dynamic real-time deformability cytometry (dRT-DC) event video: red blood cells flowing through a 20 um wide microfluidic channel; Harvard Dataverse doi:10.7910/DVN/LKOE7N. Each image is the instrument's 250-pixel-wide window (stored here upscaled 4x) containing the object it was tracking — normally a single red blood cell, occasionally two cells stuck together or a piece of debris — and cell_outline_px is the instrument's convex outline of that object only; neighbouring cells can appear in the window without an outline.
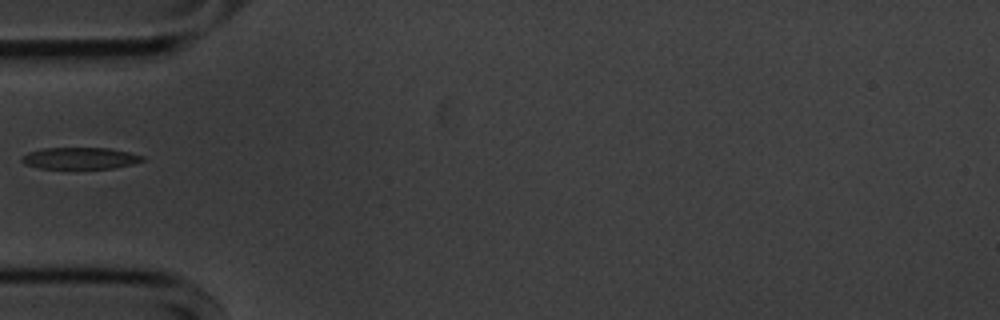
{"species": "common noctule bat (a hibernating species)", "species_latin": "Nyctalus noctula", "temperature_condition": "cold", "stored_images_in_passage": 23, "camera_frame_rate_fps": 3000, "um_per_image_px": 0.085, "animal": {"sex": "male", "body_mass_g": 20.1, "forearm_length_mm": 53.5}, "frame": {"image": 1, "passage_image": 1, "time_ms": 0.0, "image_size_px": [1000, 320], "cell_outline_px": [[144, 160], [132, 164], [112, 168], [40, 168], [24, 164], [20, 160], [20, 156], [28, 152], [40, 148], [108, 148], [128, 152], [144, 156]], "centroid_in_image_um": [6.75, 13.44], "position_along_channel_um": 78.3, "area_um2": 15.2}}
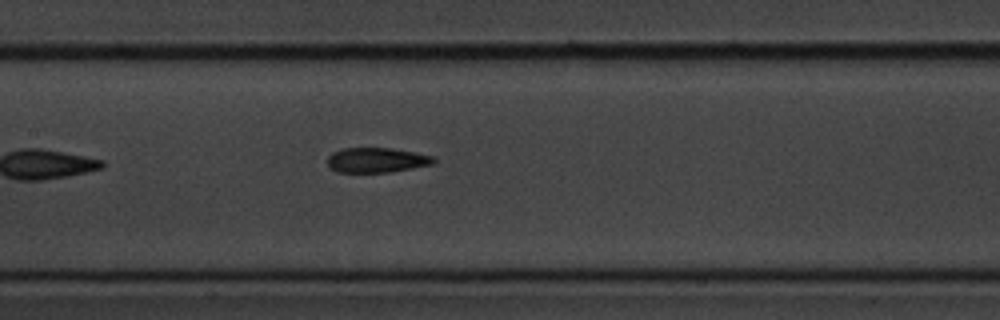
{"frame": {"image": 2, "passage_image": 9, "time_ms": 2.667, "image_size_px": [1000, 320], "cell_outline_px": [[436, 160], [432, 164], [392, 172], [336, 172], [328, 164], [328, 156], [332, 152], [344, 148], [392, 148], [432, 156]], "centroid_in_image_um": [31.99, 13.61], "position_along_channel_um": 175.4, "area_um2": 15.26}}
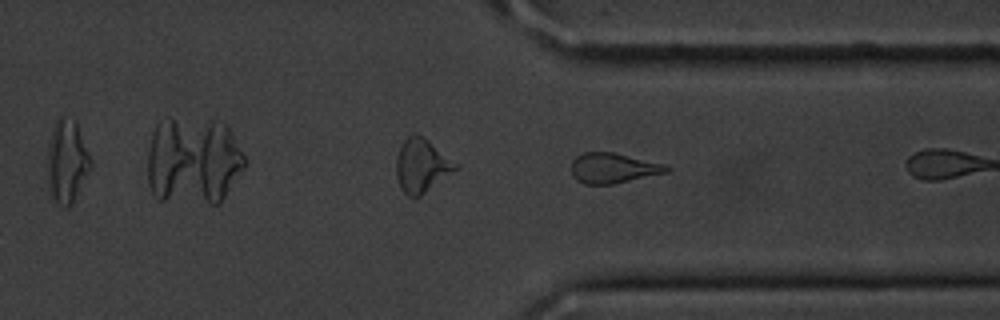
{"frame": {"image": 3, "passage_image": 22, "time_ms": 7.0, "image_size_px": [1000, 320], "cell_outline_px": [[672, 168], [668, 172], [612, 184], [584, 184], [576, 180], [572, 176], [572, 160], [576, 156], [584, 152], [612, 152], [664, 164]], "centroid_in_image_um": [52.09, 14.29], "position_along_channel_um": 359.3, "area_um2": 16.65}}